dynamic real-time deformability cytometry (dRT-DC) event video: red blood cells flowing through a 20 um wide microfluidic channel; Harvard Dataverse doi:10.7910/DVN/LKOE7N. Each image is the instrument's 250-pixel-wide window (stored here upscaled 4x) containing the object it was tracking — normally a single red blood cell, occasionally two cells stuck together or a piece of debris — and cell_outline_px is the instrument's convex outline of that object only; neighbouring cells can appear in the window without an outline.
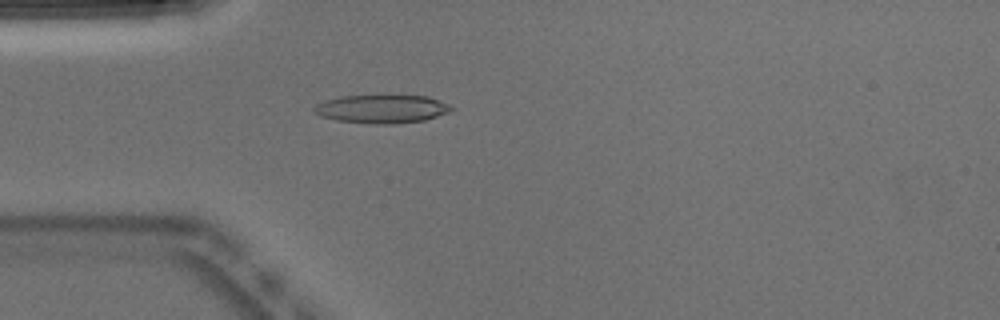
{"species": "Egyptian fruit bat (a non-hibernating species)", "species_latin": "Rousettus aegyptiacus", "temperature_condition": "warm", "stored_images_in_passage": 50, "camera_frame_rate_fps": 3000, "um_per_image_px": 0.085, "animal": {"sex": "male"}, "frame": {"image": 1, "passage_image": 14, "time_ms": 4.333, "image_size_px": [1000, 320], "cell_outline_px": [[456, 108], [448, 112], [424, 120], [392, 124], [376, 124], [336, 120], [320, 116], [312, 112], [312, 108], [316, 104], [328, 100], [344, 96], [428, 96], [448, 104]], "centroid_in_image_um": [32.44, 9.27], "position_along_channel_um": 52.6, "area_um2": 22.43}}
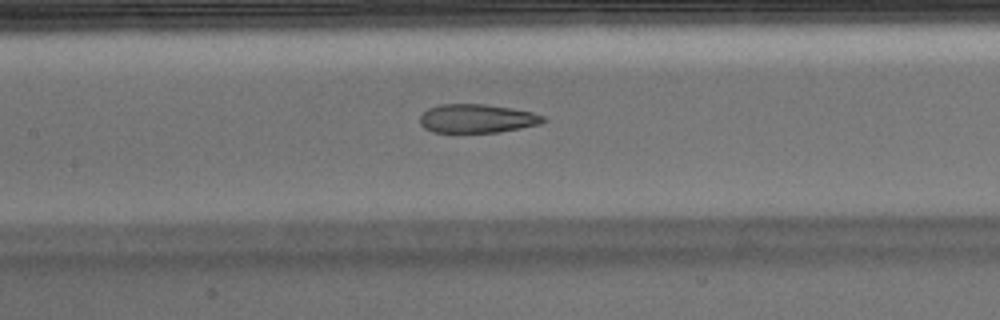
{"frame": {"image": 2, "passage_image": 23, "time_ms": 7.333, "image_size_px": [1000, 320], "cell_outline_px": [[544, 120], [540, 124], [500, 132], [452, 136], [432, 132], [424, 128], [420, 124], [420, 116], [428, 108], [440, 104], [484, 104], [512, 108], [532, 112], [544, 116]], "centroid_in_image_um": [40.46, 10.13], "position_along_channel_um": 166.9, "area_um2": 21.56}}
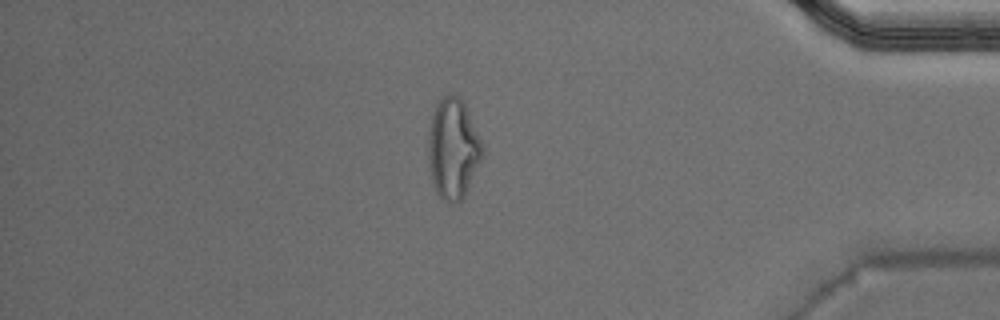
{"frame": {"image": 3, "passage_image": 43, "time_ms": 14.0, "image_size_px": [1000, 320], "cell_outline_px": [[484, 156], [464, 196], [460, 200], [452, 204], [448, 204], [436, 192], [432, 180], [428, 164], [428, 132], [432, 116], [436, 104], [448, 92], [460, 96], [464, 104], [484, 148]], "centroid_in_image_um": [38.5, 12.65], "position_along_channel_um": 396.7, "area_um2": 31.73}, "authors_computed_cell_mechanics": {"area_um2": 22.4264, "velocity_mm_per_s": 3.9725, "shape_relaxation_time_tau1_ms": null, "shape_relaxation_time_tau2_ms": 1.5391, "deformation_change_tau1": null, "deformation_change_tau2": 0.1067}}